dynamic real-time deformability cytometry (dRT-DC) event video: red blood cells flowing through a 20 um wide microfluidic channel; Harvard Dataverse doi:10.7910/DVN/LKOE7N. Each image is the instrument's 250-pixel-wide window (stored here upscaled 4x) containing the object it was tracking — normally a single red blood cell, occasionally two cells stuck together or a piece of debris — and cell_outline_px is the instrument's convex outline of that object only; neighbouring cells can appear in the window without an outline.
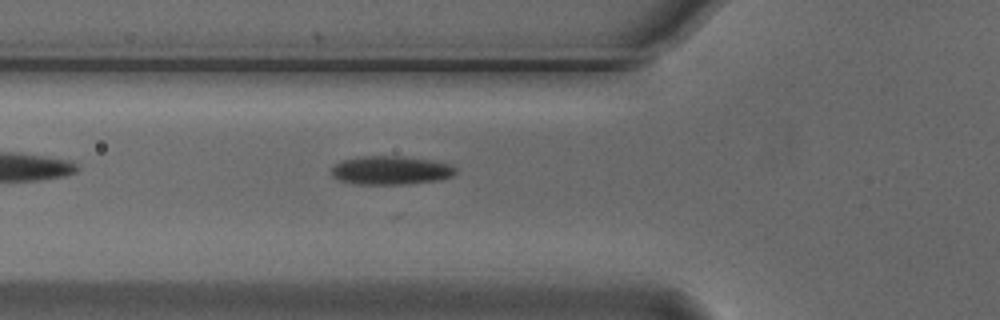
{"species": "Egyptian fruit bat (a non-hibernating species)", "species_latin": "Rousettus aegyptiacus", "temperature_condition": "cold", "stored_images_in_passage": 6, "camera_frame_rate_fps": 3000, "um_per_image_px": 0.085, "animal": {"sex": "male"}, "frame": {"image": 1, "passage_image": 6, "time_ms": 1.667, "image_size_px": [1000, 320], "cell_outline_px": [[456, 172], [452, 176], [440, 180], [408, 184], [356, 184], [340, 180], [332, 176], [332, 168], [336, 164], [344, 160], [364, 156], [400, 156], [428, 160], [452, 164], [456, 168]], "centroid_in_image_um": [33.25, 14.48], "position_along_channel_um": 92.5, "area_um2": 20.58}}